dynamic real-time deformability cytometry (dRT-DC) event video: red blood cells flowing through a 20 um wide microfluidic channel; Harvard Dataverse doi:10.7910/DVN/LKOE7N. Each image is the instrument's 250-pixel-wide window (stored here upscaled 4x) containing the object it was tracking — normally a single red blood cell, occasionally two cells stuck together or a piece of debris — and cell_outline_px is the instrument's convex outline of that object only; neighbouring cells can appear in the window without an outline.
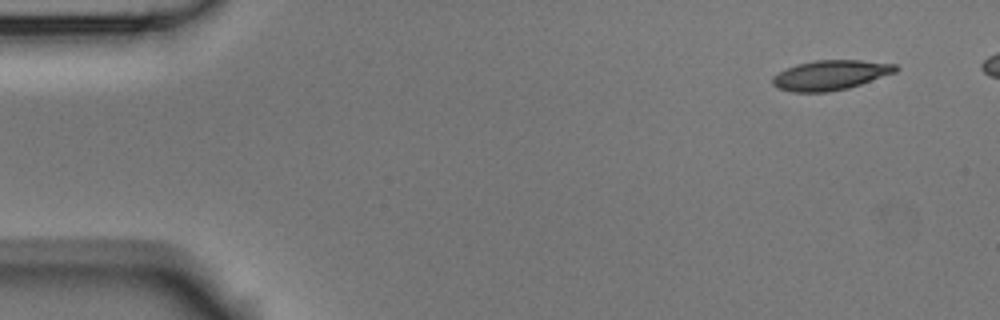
{"species": "Egyptian fruit bat (a non-hibernating species)", "species_latin": "Rousettus aegyptiacus", "temperature_condition": "room temperature", "stored_images_in_passage": 5, "camera_frame_rate_fps": 3000, "um_per_image_px": 0.085, "animal": {"sex": "male"}, "frame": {"image": 1, "passage_image": 1, "time_ms": 0.0, "image_size_px": [1000, 320], "cell_outline_px": [[900, 68], [896, 72], [848, 88], [828, 92], [792, 92], [776, 88], [772, 84], [772, 76], [796, 64], [816, 60], [860, 60], [896, 64]], "centroid_in_image_um": [70.58, 6.39], "position_along_channel_um": 14.4, "area_um2": 21.39}}